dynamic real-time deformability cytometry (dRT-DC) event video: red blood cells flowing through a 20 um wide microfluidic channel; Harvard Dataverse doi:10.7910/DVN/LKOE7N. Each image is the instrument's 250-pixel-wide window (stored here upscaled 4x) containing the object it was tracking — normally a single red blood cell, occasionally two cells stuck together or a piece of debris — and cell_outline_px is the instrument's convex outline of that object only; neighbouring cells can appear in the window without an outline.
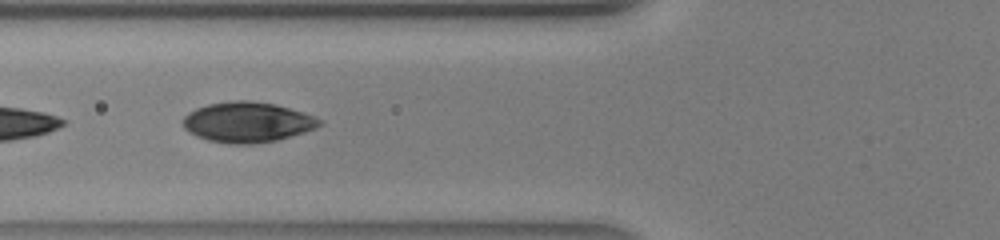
{"species": "human", "species_latin": "Homo sapiens", "temperature_condition": "warm", "stored_images_in_passage": 19, "segment_of_instrument_passage": [2, 2], "camera_frame_rate_fps": 3000, "um_per_image_px": 0.085, "donor": {"sex": "male"}, "frame": {"image": 1, "passage_image": 17, "time_ms": 5.333, "image_size_px": [1000, 240], "cell_outline_px": [[324, 124], [316, 128], [304, 132], [276, 140], [252, 144], [232, 144], [208, 140], [196, 136], [188, 132], [184, 128], [184, 116], [188, 112], [196, 108], [208, 104], [236, 100], [248, 100], [276, 104], [304, 112], [324, 120]], "centroid_in_image_um": [21.06, 10.38], "position_along_channel_um": 104.7, "area_um2": 32.19}}